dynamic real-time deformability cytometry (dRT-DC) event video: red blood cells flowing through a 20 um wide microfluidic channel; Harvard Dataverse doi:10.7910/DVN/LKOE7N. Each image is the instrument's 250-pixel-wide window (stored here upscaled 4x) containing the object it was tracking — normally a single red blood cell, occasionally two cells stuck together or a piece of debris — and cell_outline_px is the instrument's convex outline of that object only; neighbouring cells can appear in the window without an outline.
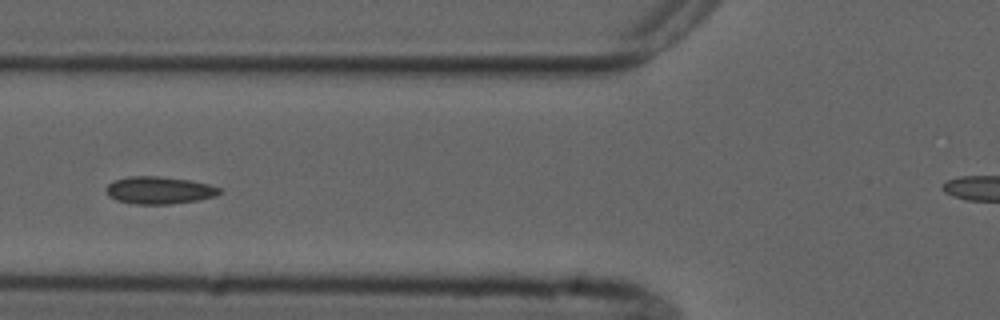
{"species": "common noctule bat (a hibernating species)", "species_latin": "Nyctalus noctula", "temperature_condition": "cold", "stored_images_in_passage": 6, "camera_frame_rate_fps": 3000, "um_per_image_px": 0.085, "animal": {"sex": "male", "forearm_length_mm": 52.5}, "frame": {"image": 1, "passage_image": 6, "time_ms": 5.667, "image_size_px": [1000, 320], "cell_outline_px": [[220, 192], [216, 196], [196, 200], [168, 204], [136, 204], [116, 200], [108, 196], [104, 188], [112, 180], [128, 176], [160, 176], [188, 180], [208, 184], [220, 188]], "centroid_in_image_um": [13.46, 16.16], "position_along_channel_um": 112.3, "area_um2": 18.09}}